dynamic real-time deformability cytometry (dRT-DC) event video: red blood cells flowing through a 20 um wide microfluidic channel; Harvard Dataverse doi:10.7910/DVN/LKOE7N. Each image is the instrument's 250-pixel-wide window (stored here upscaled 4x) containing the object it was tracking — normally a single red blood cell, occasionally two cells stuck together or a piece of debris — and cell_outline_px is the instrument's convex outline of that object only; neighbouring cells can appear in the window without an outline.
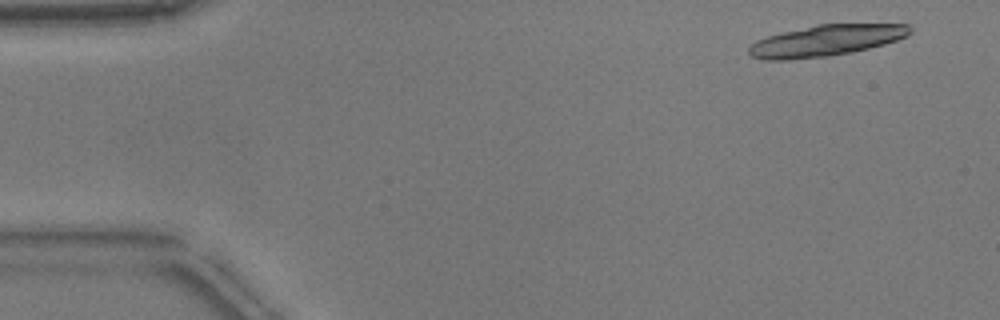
{"species": "common noctule bat (a hibernating species)", "species_latin": "Nyctalus noctula", "temperature_condition": "warm", "stored_images_in_passage": 13, "camera_frame_rate_fps": 3000, "um_per_image_px": 0.085, "animal": {"sex": "male", "body_mass_g": 17.9}, "frame": {"image": 1, "passage_image": 4, "time_ms": 1.0, "image_size_px": [1000, 320], "cell_outline_px": [[912, 32], [908, 36], [884, 44], [852, 52], [828, 56], [788, 60], [760, 60], [752, 56], [748, 52], [748, 48], [756, 40], [768, 36], [816, 24], [908, 24], [912, 28]], "centroid_in_image_um": [70.21, 3.45], "position_along_channel_um": 14.8, "area_um2": 29.25}}